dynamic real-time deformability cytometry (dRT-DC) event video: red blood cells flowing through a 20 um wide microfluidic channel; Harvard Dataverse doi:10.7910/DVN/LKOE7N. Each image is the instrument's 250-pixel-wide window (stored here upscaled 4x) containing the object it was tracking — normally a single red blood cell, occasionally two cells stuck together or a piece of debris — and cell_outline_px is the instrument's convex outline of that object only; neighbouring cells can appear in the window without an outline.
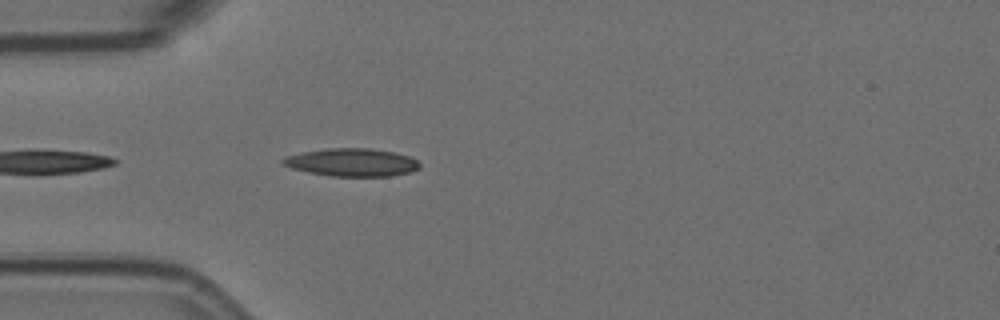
{"species": "Egyptian fruit bat (a non-hibernating species)", "species_latin": "Rousettus aegyptiacus", "temperature_condition": "room temperature", "stored_images_in_passage": 15, "camera_frame_rate_fps": 3000, "um_per_image_px": 0.085, "animal": {"sex": "female"}, "frame": {"image": 1, "passage_image": 4, "time_ms": 1.0, "image_size_px": [1000, 320], "cell_outline_px": [[420, 168], [412, 172], [392, 176], [328, 176], [308, 172], [292, 168], [280, 164], [280, 160], [284, 156], [324, 148], [368, 148], [396, 152], [408, 156], [416, 160], [420, 164]], "centroid_in_image_um": [29.89, 13.8], "position_along_channel_um": 55.1, "area_um2": 22.48}}
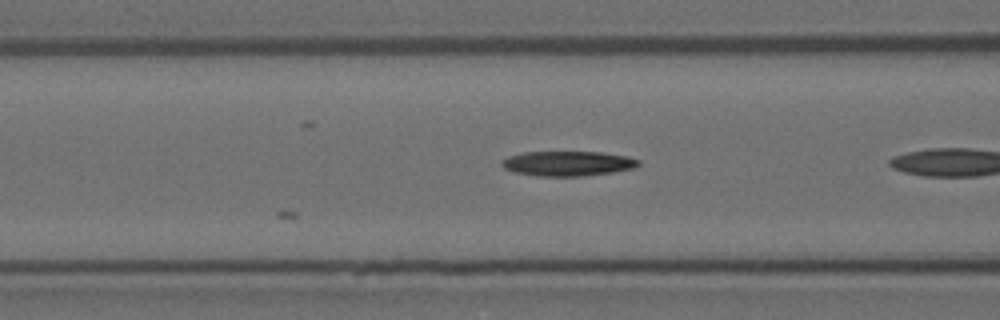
{"frame": {"image": 2, "passage_image": 7, "time_ms": 2.0, "image_size_px": [1000, 320], "cell_outline_px": [[640, 164], [632, 168], [612, 172], [580, 176], [536, 176], [512, 172], [504, 168], [500, 164], [508, 156], [524, 152], [600, 152], [624, 156], [640, 160]], "centroid_in_image_um": [48.21, 13.9], "position_along_channel_um": 118.4, "area_um2": 19.65}}